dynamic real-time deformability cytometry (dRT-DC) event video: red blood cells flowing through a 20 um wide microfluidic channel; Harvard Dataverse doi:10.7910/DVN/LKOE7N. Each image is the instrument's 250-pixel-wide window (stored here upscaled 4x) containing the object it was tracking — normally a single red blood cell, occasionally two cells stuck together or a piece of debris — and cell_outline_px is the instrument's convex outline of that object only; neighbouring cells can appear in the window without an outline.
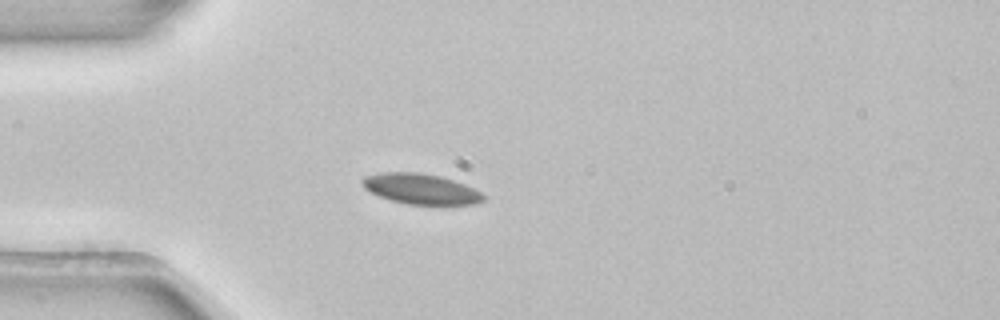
{"species": "common noctule bat (a hibernating species)", "species_latin": "Nyctalus noctula", "temperature_condition": "room temperature", "stored_images_in_passage": 3, "camera_frame_rate_fps": 3000, "um_per_image_px": 0.085, "animal": {"sex": "female", "body_mass_g": 22.7, "forearm_length_mm": 54.2}, "frame": {"image": 1, "passage_image": 2, "time_ms": 0.333, "image_size_px": [1000, 320], "cell_outline_px": [[484, 200], [476, 204], [408, 204], [392, 200], [380, 196], [364, 188], [360, 184], [360, 180], [364, 176], [384, 172], [416, 172], [440, 176], [464, 184], [480, 192], [484, 196]], "centroid_in_image_um": [35.73, 16.05], "position_along_channel_um": 49.3, "area_um2": 21.21}}